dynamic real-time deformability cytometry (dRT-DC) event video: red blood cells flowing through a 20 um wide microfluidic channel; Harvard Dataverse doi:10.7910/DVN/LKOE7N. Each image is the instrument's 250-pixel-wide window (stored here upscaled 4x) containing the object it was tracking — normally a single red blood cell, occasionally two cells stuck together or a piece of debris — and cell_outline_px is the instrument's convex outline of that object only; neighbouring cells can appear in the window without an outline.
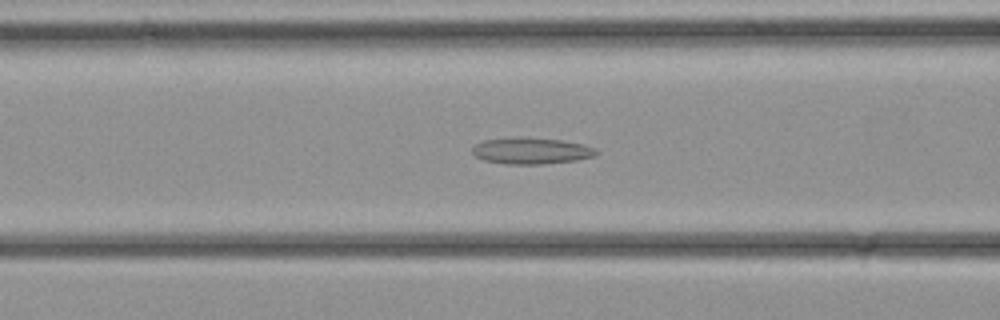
{"species": "common noctule bat (a hibernating species)", "species_latin": "Nyctalus noctula", "temperature_condition": "cold", "stored_images_in_passage": 35, "camera_frame_rate_fps": 3000, "um_per_image_px": 0.085, "animal": {"sex": "female", "body_mass_g": 21.9}, "frame": {"image": 1, "passage_image": 14, "time_ms": 4.333, "image_size_px": [1000, 320], "cell_outline_px": [[600, 152], [596, 156], [576, 160], [544, 164], [508, 164], [484, 160], [476, 156], [472, 152], [472, 148], [476, 144], [484, 140], [520, 136], [524, 136], [564, 140], [584, 144], [596, 148]], "centroid_in_image_um": [45.21, 12.8], "position_along_channel_um": 121.4, "area_um2": 19.42}}
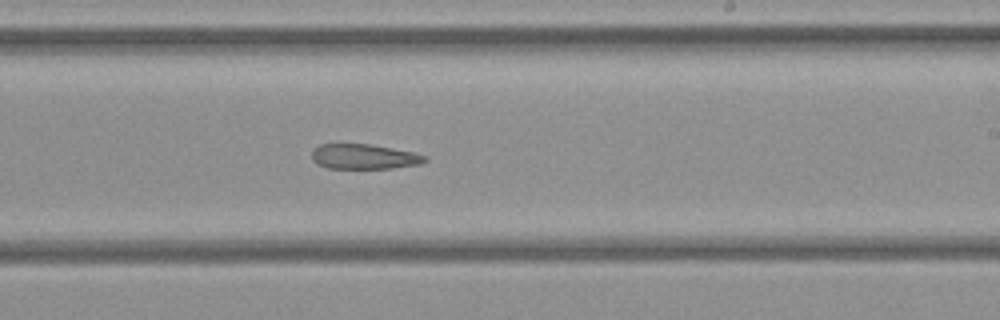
{"frame": {"image": 2, "passage_image": 21, "time_ms": 6.667, "image_size_px": [1000, 320], "cell_outline_px": [[428, 160], [420, 164], [392, 168], [328, 168], [316, 164], [312, 160], [312, 148], [320, 144], [372, 144], [412, 152], [428, 156]], "centroid_in_image_um": [30.93, 13.31], "position_along_channel_um": 258.1, "area_um2": 16.59}}
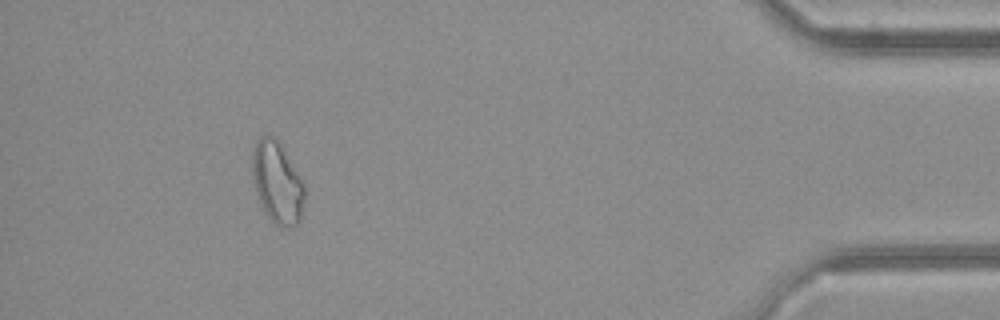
{"frame": {"image": 3, "passage_image": 32, "time_ms": 10.333, "image_size_px": [1000, 320], "cell_outline_px": [[304, 200], [300, 220], [296, 224], [288, 228], [284, 228], [276, 224], [268, 216], [256, 192], [252, 176], [252, 152], [256, 140], [260, 136], [276, 136], [296, 172], [304, 188]], "centroid_in_image_um": [23.54, 15.5], "position_along_channel_um": 411.7, "area_um2": 24.33}}